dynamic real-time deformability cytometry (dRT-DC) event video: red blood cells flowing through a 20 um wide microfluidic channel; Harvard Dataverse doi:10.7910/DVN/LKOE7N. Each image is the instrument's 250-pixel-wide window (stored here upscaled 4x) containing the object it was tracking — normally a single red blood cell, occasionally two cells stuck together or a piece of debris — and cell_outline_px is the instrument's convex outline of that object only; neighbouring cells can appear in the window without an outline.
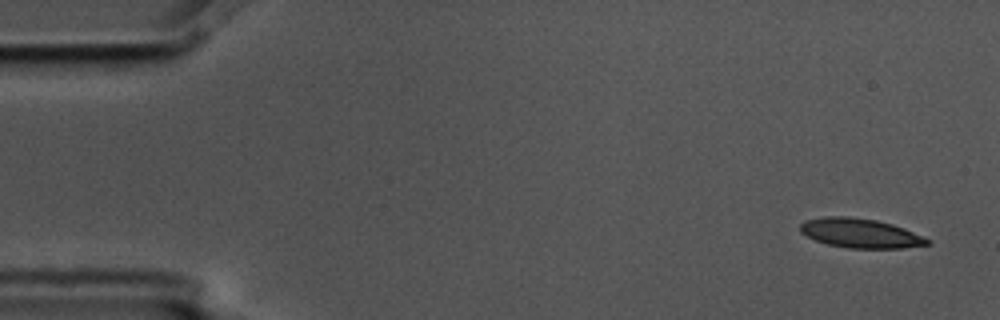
{"species": "common noctule bat (a hibernating species)", "species_latin": "Nyctalus noctula", "temperature_condition": "cold", "stored_images_in_passage": 4, "camera_frame_rate_fps": 3000, "um_per_image_px": 0.085, "animal": {"sex": "male", "body_mass_g": 17.5, "forearm_length_mm": 52.3}, "frame": {"image": 1, "passage_image": 1, "time_ms": 0.0, "image_size_px": [1000, 320], "cell_outline_px": [[932, 244], [900, 248], [848, 248], [828, 244], [816, 240], [800, 232], [800, 224], [804, 220], [824, 216], [848, 216], [876, 220], [892, 224], [904, 228], [932, 240]], "centroid_in_image_um": [73.14, 19.81], "position_along_channel_um": 11.9, "area_um2": 21.79}}
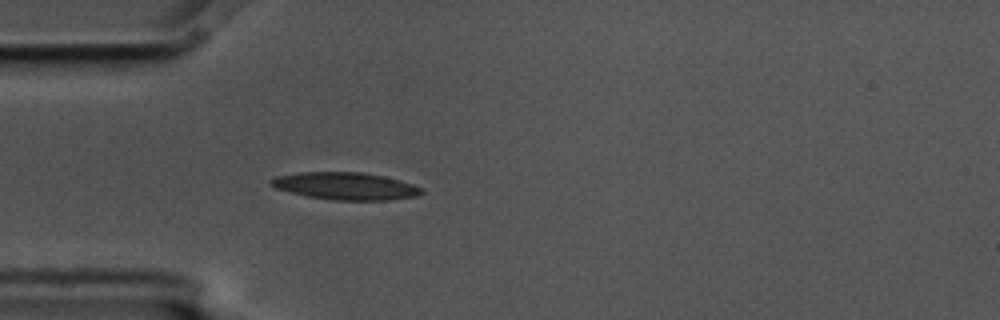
{"frame": {"image": 2, "passage_image": 4, "time_ms": 1.0, "image_size_px": [1000, 320], "cell_outline_px": [[424, 192], [416, 196], [388, 200], [332, 200], [308, 196], [276, 188], [268, 184], [268, 180], [276, 176], [300, 172], [360, 172], [384, 176], [400, 180], [412, 184], [420, 188]], "centroid_in_image_um": [29.34, 15.81], "position_along_channel_um": 55.7, "area_um2": 23.87}}